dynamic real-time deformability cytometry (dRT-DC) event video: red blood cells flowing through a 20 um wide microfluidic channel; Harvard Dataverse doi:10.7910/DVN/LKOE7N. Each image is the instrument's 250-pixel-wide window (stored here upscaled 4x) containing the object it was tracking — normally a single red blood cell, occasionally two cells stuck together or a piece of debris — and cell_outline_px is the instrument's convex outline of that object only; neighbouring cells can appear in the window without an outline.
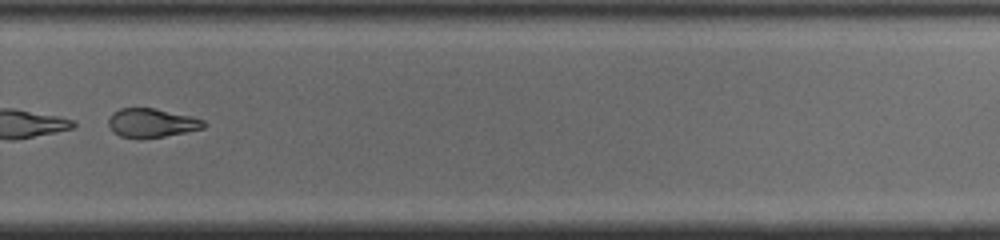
{"species": "common noctule bat (a hibernating species)", "species_latin": "Nyctalus noctula", "temperature_condition": "cold", "stored_images_in_passage": 46, "segment_of_instrument_passage": [2, 2], "camera_frame_rate_fps": 3000, "um_per_image_px": 0.085, "animal": {"sex": "male", "body_mass_g": 19.0, "forearm_length_mm": 50.8}, "frame": {"image": 1, "passage_image": 30, "time_ms": 9.667, "image_size_px": [1000, 240], "cell_outline_px": [[208, 124], [204, 128], [188, 132], [140, 140], [120, 136], [112, 132], [108, 124], [108, 116], [112, 112], [120, 108], [156, 108], [204, 120]], "centroid_in_image_um": [12.85, 10.47], "position_along_channel_um": 316.9, "area_um2": 16.42}}